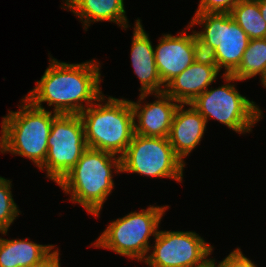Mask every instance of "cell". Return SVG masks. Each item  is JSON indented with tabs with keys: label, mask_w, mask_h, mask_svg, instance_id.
I'll return each mask as SVG.
<instances>
[{
	"label": "cell",
	"mask_w": 266,
	"mask_h": 267,
	"mask_svg": "<svg viewBox=\"0 0 266 267\" xmlns=\"http://www.w3.org/2000/svg\"><path fill=\"white\" fill-rule=\"evenodd\" d=\"M94 60L71 64L50 56L43 76L24 98L40 109L45 110L42 103L46 102L58 114L79 115L103 95L101 65Z\"/></svg>",
	"instance_id": "6da1fadb"
},
{
	"label": "cell",
	"mask_w": 266,
	"mask_h": 267,
	"mask_svg": "<svg viewBox=\"0 0 266 267\" xmlns=\"http://www.w3.org/2000/svg\"><path fill=\"white\" fill-rule=\"evenodd\" d=\"M113 172L121 173L119 156L88 148L58 186L65 194H70L69 201L80 204L89 214L99 217L114 189Z\"/></svg>",
	"instance_id": "7a4b0ae2"
},
{
	"label": "cell",
	"mask_w": 266,
	"mask_h": 267,
	"mask_svg": "<svg viewBox=\"0 0 266 267\" xmlns=\"http://www.w3.org/2000/svg\"><path fill=\"white\" fill-rule=\"evenodd\" d=\"M79 116L88 148L119 157L123 155L134 135V114L130 100L112 96L105 98L103 94Z\"/></svg>",
	"instance_id": "3957f363"
},
{
	"label": "cell",
	"mask_w": 266,
	"mask_h": 267,
	"mask_svg": "<svg viewBox=\"0 0 266 267\" xmlns=\"http://www.w3.org/2000/svg\"><path fill=\"white\" fill-rule=\"evenodd\" d=\"M18 111L2 118L4 152L24 156L40 167L48 153V138L58 113L33 106L22 98Z\"/></svg>",
	"instance_id": "277c9868"
},
{
	"label": "cell",
	"mask_w": 266,
	"mask_h": 267,
	"mask_svg": "<svg viewBox=\"0 0 266 267\" xmlns=\"http://www.w3.org/2000/svg\"><path fill=\"white\" fill-rule=\"evenodd\" d=\"M189 25L203 27L194 31L201 55L209 56L219 71L223 68V74L231 75L250 41L245 31L228 13H195Z\"/></svg>",
	"instance_id": "5b68a950"
},
{
	"label": "cell",
	"mask_w": 266,
	"mask_h": 267,
	"mask_svg": "<svg viewBox=\"0 0 266 267\" xmlns=\"http://www.w3.org/2000/svg\"><path fill=\"white\" fill-rule=\"evenodd\" d=\"M169 205L151 206L117 218L105 228L93 244L118 255L144 261L150 251V237H156L159 224Z\"/></svg>",
	"instance_id": "8992f818"
},
{
	"label": "cell",
	"mask_w": 266,
	"mask_h": 267,
	"mask_svg": "<svg viewBox=\"0 0 266 267\" xmlns=\"http://www.w3.org/2000/svg\"><path fill=\"white\" fill-rule=\"evenodd\" d=\"M222 78L226 84L215 89L207 88L191 104L205 118L206 124L213 118L239 134L251 132L252 127L262 119L263 111L238 92L233 83L239 80L225 74Z\"/></svg>",
	"instance_id": "52a82bcc"
},
{
	"label": "cell",
	"mask_w": 266,
	"mask_h": 267,
	"mask_svg": "<svg viewBox=\"0 0 266 267\" xmlns=\"http://www.w3.org/2000/svg\"><path fill=\"white\" fill-rule=\"evenodd\" d=\"M120 158L122 173L165 177L182 183L185 164L174 153L168 138L134 134Z\"/></svg>",
	"instance_id": "ba28073f"
},
{
	"label": "cell",
	"mask_w": 266,
	"mask_h": 267,
	"mask_svg": "<svg viewBox=\"0 0 266 267\" xmlns=\"http://www.w3.org/2000/svg\"><path fill=\"white\" fill-rule=\"evenodd\" d=\"M88 149L83 122L78 114H58L52 121L48 153L39 170L58 184Z\"/></svg>",
	"instance_id": "9c48e42d"
},
{
	"label": "cell",
	"mask_w": 266,
	"mask_h": 267,
	"mask_svg": "<svg viewBox=\"0 0 266 267\" xmlns=\"http://www.w3.org/2000/svg\"><path fill=\"white\" fill-rule=\"evenodd\" d=\"M143 261L150 267H203L213 246L193 231H158ZM150 253V254H149Z\"/></svg>",
	"instance_id": "30bf717a"
},
{
	"label": "cell",
	"mask_w": 266,
	"mask_h": 267,
	"mask_svg": "<svg viewBox=\"0 0 266 267\" xmlns=\"http://www.w3.org/2000/svg\"><path fill=\"white\" fill-rule=\"evenodd\" d=\"M188 29L190 30L189 24L178 35H162L154 48L156 67L164 85L181 74L201 55L195 32L193 30L192 34H187Z\"/></svg>",
	"instance_id": "8fae6325"
},
{
	"label": "cell",
	"mask_w": 266,
	"mask_h": 267,
	"mask_svg": "<svg viewBox=\"0 0 266 267\" xmlns=\"http://www.w3.org/2000/svg\"><path fill=\"white\" fill-rule=\"evenodd\" d=\"M139 95L138 101L130 100L134 114V134L168 138L176 109L180 103L165 92ZM150 95H154L156 100L152 103L144 102L145 98Z\"/></svg>",
	"instance_id": "7c38bea8"
},
{
	"label": "cell",
	"mask_w": 266,
	"mask_h": 267,
	"mask_svg": "<svg viewBox=\"0 0 266 267\" xmlns=\"http://www.w3.org/2000/svg\"><path fill=\"white\" fill-rule=\"evenodd\" d=\"M219 72L209 56L200 55L165 85L164 92L180 104H189L216 81Z\"/></svg>",
	"instance_id": "4fadbf2b"
},
{
	"label": "cell",
	"mask_w": 266,
	"mask_h": 267,
	"mask_svg": "<svg viewBox=\"0 0 266 267\" xmlns=\"http://www.w3.org/2000/svg\"><path fill=\"white\" fill-rule=\"evenodd\" d=\"M133 30L130 55L134 72L141 84L140 94L164 92L165 85L160 79L155 63L154 46L139 18Z\"/></svg>",
	"instance_id": "5bb4252c"
},
{
	"label": "cell",
	"mask_w": 266,
	"mask_h": 267,
	"mask_svg": "<svg viewBox=\"0 0 266 267\" xmlns=\"http://www.w3.org/2000/svg\"><path fill=\"white\" fill-rule=\"evenodd\" d=\"M185 106L189 108L185 109ZM205 118L189 104H179L176 109L168 140L176 156L186 165L184 158L200 144L206 131Z\"/></svg>",
	"instance_id": "9a60e30c"
},
{
	"label": "cell",
	"mask_w": 266,
	"mask_h": 267,
	"mask_svg": "<svg viewBox=\"0 0 266 267\" xmlns=\"http://www.w3.org/2000/svg\"><path fill=\"white\" fill-rule=\"evenodd\" d=\"M63 9L73 12L87 31L91 23L109 21L126 30L129 22L126 17L124 0H64Z\"/></svg>",
	"instance_id": "2e32d148"
},
{
	"label": "cell",
	"mask_w": 266,
	"mask_h": 267,
	"mask_svg": "<svg viewBox=\"0 0 266 267\" xmlns=\"http://www.w3.org/2000/svg\"><path fill=\"white\" fill-rule=\"evenodd\" d=\"M55 248V245L37 244L29 238L9 240L0 237V267H31Z\"/></svg>",
	"instance_id": "e0dca14e"
},
{
	"label": "cell",
	"mask_w": 266,
	"mask_h": 267,
	"mask_svg": "<svg viewBox=\"0 0 266 267\" xmlns=\"http://www.w3.org/2000/svg\"><path fill=\"white\" fill-rule=\"evenodd\" d=\"M230 15L250 40L266 38V22L256 0H241L233 7Z\"/></svg>",
	"instance_id": "ac0fdd59"
},
{
	"label": "cell",
	"mask_w": 266,
	"mask_h": 267,
	"mask_svg": "<svg viewBox=\"0 0 266 267\" xmlns=\"http://www.w3.org/2000/svg\"><path fill=\"white\" fill-rule=\"evenodd\" d=\"M266 72V38L251 39L243 53L241 63L231 74L239 81L251 79Z\"/></svg>",
	"instance_id": "d6986e66"
},
{
	"label": "cell",
	"mask_w": 266,
	"mask_h": 267,
	"mask_svg": "<svg viewBox=\"0 0 266 267\" xmlns=\"http://www.w3.org/2000/svg\"><path fill=\"white\" fill-rule=\"evenodd\" d=\"M12 181L0 176V233L7 235L10 225L20 215L11 191Z\"/></svg>",
	"instance_id": "ffe728a7"
},
{
	"label": "cell",
	"mask_w": 266,
	"mask_h": 267,
	"mask_svg": "<svg viewBox=\"0 0 266 267\" xmlns=\"http://www.w3.org/2000/svg\"><path fill=\"white\" fill-rule=\"evenodd\" d=\"M195 13H228L241 0H199Z\"/></svg>",
	"instance_id": "44dd1931"
},
{
	"label": "cell",
	"mask_w": 266,
	"mask_h": 267,
	"mask_svg": "<svg viewBox=\"0 0 266 267\" xmlns=\"http://www.w3.org/2000/svg\"><path fill=\"white\" fill-rule=\"evenodd\" d=\"M216 267H257L252 260L247 258L238 247L228 254Z\"/></svg>",
	"instance_id": "7402d4cb"
},
{
	"label": "cell",
	"mask_w": 266,
	"mask_h": 267,
	"mask_svg": "<svg viewBox=\"0 0 266 267\" xmlns=\"http://www.w3.org/2000/svg\"><path fill=\"white\" fill-rule=\"evenodd\" d=\"M59 255V249H54L45 259L31 267H61Z\"/></svg>",
	"instance_id": "603a6c76"
},
{
	"label": "cell",
	"mask_w": 266,
	"mask_h": 267,
	"mask_svg": "<svg viewBox=\"0 0 266 267\" xmlns=\"http://www.w3.org/2000/svg\"><path fill=\"white\" fill-rule=\"evenodd\" d=\"M259 4V9L262 15V18L266 22V0H256Z\"/></svg>",
	"instance_id": "cb8c5ba5"
},
{
	"label": "cell",
	"mask_w": 266,
	"mask_h": 267,
	"mask_svg": "<svg viewBox=\"0 0 266 267\" xmlns=\"http://www.w3.org/2000/svg\"><path fill=\"white\" fill-rule=\"evenodd\" d=\"M1 136H0V152L3 154L4 152V144H3V127L1 125Z\"/></svg>",
	"instance_id": "d4e9b609"
},
{
	"label": "cell",
	"mask_w": 266,
	"mask_h": 267,
	"mask_svg": "<svg viewBox=\"0 0 266 267\" xmlns=\"http://www.w3.org/2000/svg\"><path fill=\"white\" fill-rule=\"evenodd\" d=\"M203 267H216L215 259H211L205 266Z\"/></svg>",
	"instance_id": "484cf974"
},
{
	"label": "cell",
	"mask_w": 266,
	"mask_h": 267,
	"mask_svg": "<svg viewBox=\"0 0 266 267\" xmlns=\"http://www.w3.org/2000/svg\"><path fill=\"white\" fill-rule=\"evenodd\" d=\"M261 84L266 88V72L264 75L260 78Z\"/></svg>",
	"instance_id": "4316f807"
}]
</instances>
